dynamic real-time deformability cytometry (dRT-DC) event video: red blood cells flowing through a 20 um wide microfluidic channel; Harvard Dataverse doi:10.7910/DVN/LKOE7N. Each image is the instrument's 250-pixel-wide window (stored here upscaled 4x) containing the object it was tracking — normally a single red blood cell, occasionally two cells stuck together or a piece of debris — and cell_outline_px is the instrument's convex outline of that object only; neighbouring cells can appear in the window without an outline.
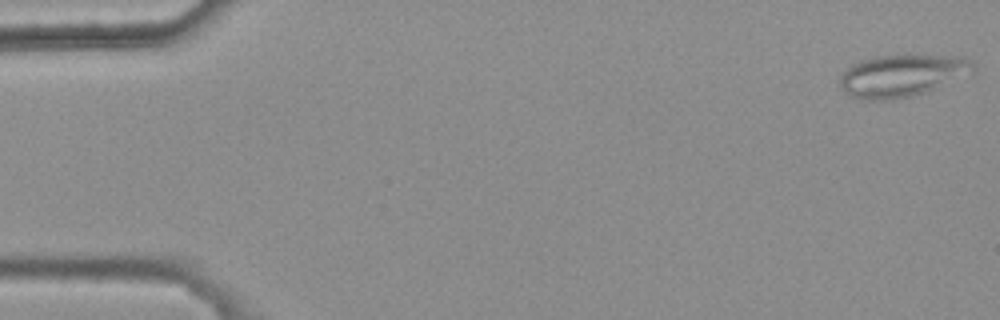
{"species": "common noctule bat (a hibernating species)", "species_latin": "Nyctalus noctula", "temperature_condition": "warm", "stored_images_in_passage": 5, "camera_frame_rate_fps": 3000, "um_per_image_px": 0.085, "animal": {"sex": "female", "body_mass_g": 25.1}, "frame": {"image": 1, "passage_image": 1, "time_ms": 0.0, "image_size_px": [1000, 320], "cell_outline_px": [[976, 72], [972, 76], [912, 96], [888, 100], [864, 100], [852, 96], [840, 88], [840, 76], [852, 64], [860, 60], [876, 56], [908, 52], [964, 56], [972, 60], [976, 64]], "centroid_in_image_um": [76.81, 6.36], "position_along_channel_um": 8.2, "area_um2": 34.39}}